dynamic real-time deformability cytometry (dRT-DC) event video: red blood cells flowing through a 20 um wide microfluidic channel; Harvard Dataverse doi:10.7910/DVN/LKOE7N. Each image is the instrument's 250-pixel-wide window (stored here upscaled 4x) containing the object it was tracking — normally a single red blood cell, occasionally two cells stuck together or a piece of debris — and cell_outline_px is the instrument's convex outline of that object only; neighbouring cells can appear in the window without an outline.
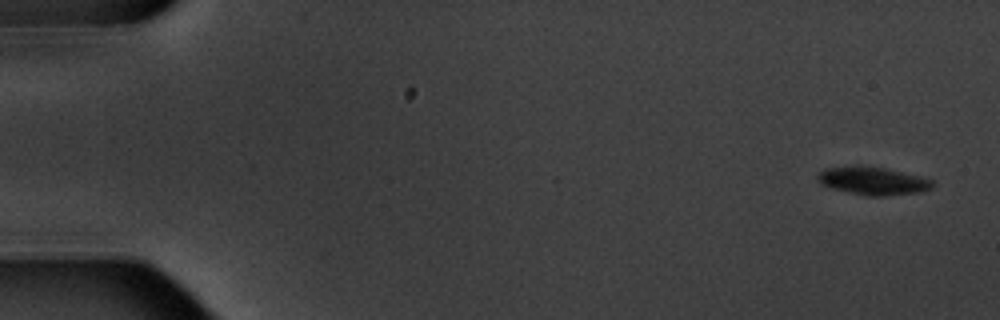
{"species": "common noctule bat (a hibernating species)", "species_latin": "Nyctalus noctula", "temperature_condition": "warm", "stored_images_in_passage": 6, "camera_frame_rate_fps": 3000, "um_per_image_px": 0.085, "animal": {"sex": "male", "body_mass_g": 20.1, "forearm_length_mm": 53.5}, "frame": {"image": 1, "passage_image": 1, "time_ms": 0.0, "image_size_px": [1000, 320], "cell_outline_px": [[936, 184], [932, 188], [920, 192], [884, 196], [864, 196], [832, 188], [820, 184], [816, 176], [824, 168], [884, 168], [924, 176], [932, 180]], "centroid_in_image_um": [74.28, 15.41], "position_along_channel_um": 10.7, "area_um2": 18.32}}